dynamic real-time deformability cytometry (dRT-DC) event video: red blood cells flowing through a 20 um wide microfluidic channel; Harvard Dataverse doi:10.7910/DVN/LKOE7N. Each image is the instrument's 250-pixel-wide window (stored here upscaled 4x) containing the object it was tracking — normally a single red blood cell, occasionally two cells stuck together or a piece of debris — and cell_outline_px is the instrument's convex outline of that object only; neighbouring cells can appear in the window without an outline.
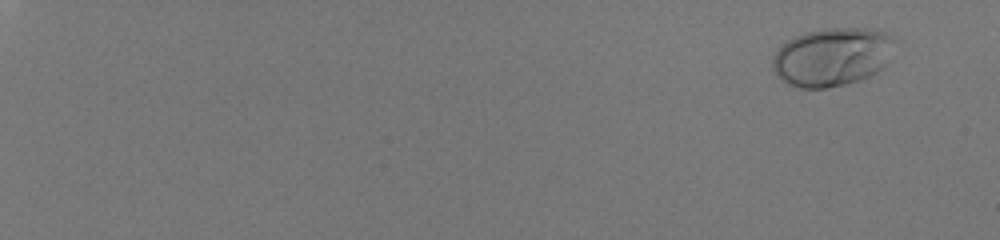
{"species": "human", "species_latin": "Homo sapiens", "temperature_condition": "room temperature", "stored_images_in_passage": 54, "camera_frame_rate_fps": 3000, "um_per_image_px": 0.085, "donor": {"sex": "male"}, "frame": {"image": 1, "passage_image": 1, "time_ms": 0.0, "image_size_px": [1000, 240], "cell_outline_px": [[892, 40], [888, 60], [876, 72], [860, 80], [828, 88], [800, 88], [788, 84], [780, 80], [772, 68], [772, 56], [788, 40], [796, 36], [808, 32], [828, 28], [876, 28], [888, 32], [892, 36]], "centroid_in_image_um": [70.7, 4.83], "position_along_channel_um": 14.3, "area_um2": 41.33}}
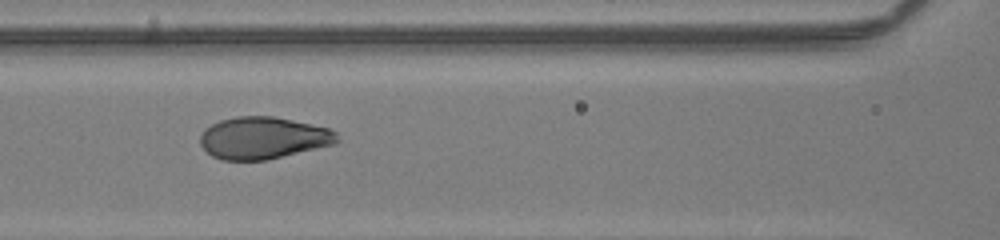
{"frame": {"image": 2, "passage_image": 29, "time_ms": 9.333, "image_size_px": [1000, 240], "cell_outline_px": [[340, 140], [336, 144], [268, 160], [220, 160], [212, 156], [200, 144], [200, 136], [204, 128], [220, 120], [236, 116], [272, 116], [292, 120], [328, 128], [336, 132]], "centroid_in_image_um": [22.37, 11.73], "position_along_channel_um": 144.2, "area_um2": 33.7}}
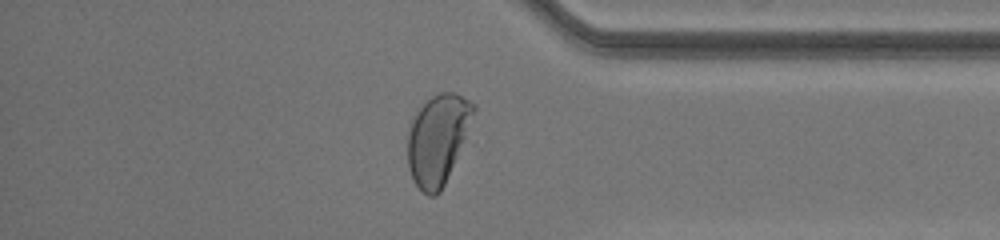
{"frame": {"image": 3, "passage_image": 48, "time_ms": 15.667, "image_size_px": [1000, 240], "cell_outline_px": [[476, 108], [464, 140], [444, 184], [440, 192], [436, 196], [428, 196], [412, 180], [408, 168], [408, 124], [412, 116], [432, 96], [440, 92], [456, 92], [476, 104]], "centroid_in_image_um": [37.18, 11.81], "position_along_channel_um": 398.0, "area_um2": 34.28}, "authors_computed_cell_mechanics": {"area_um2": 34.9401, "velocity_mm_per_s": 4.0689, "shape_relaxation_time_tau1_ms": 3.2756, "shape_relaxation_time_tau2_ms": null, "deformation_change_tau1": 0.203, "deformation_change_tau2": null}}